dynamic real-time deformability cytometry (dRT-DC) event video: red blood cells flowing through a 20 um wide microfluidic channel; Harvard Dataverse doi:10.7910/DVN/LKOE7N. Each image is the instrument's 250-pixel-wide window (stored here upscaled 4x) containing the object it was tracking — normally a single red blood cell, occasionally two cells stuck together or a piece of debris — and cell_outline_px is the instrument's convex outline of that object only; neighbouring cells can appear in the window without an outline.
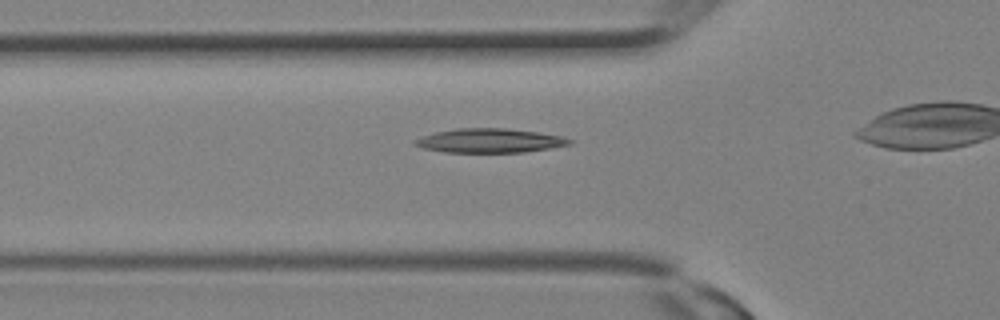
{"species": "Egyptian fruit bat (a non-hibernating species)", "species_latin": "Rousettus aegyptiacus", "temperature_condition": "room temperature", "stored_images_in_passage": 13, "camera_frame_rate_fps": 3000, "um_per_image_px": 0.085, "animal": {"sex": "female"}, "frame": {"image": 1, "passage_image": 4, "time_ms": 1.0, "image_size_px": [1000, 320], "cell_outline_px": [[572, 144], [524, 152], [444, 152], [424, 148], [412, 144], [412, 140], [436, 132], [460, 128], [504, 128], [536, 132], [560, 136], [572, 140]], "centroid_in_image_um": [41.59, 11.95], "position_along_channel_um": 84.2, "area_um2": 21.44}}
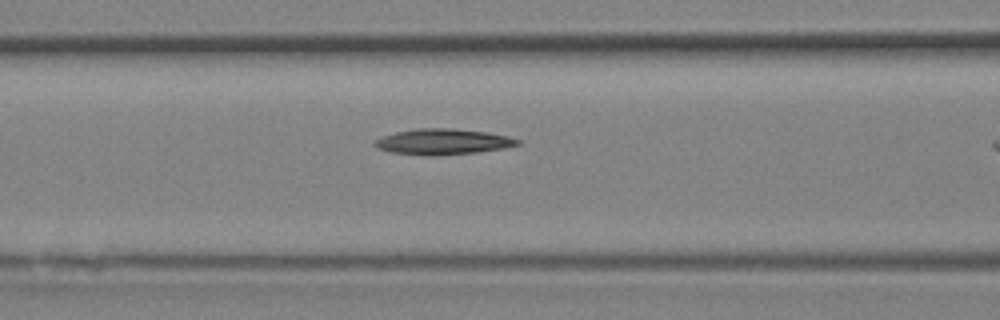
{"frame": {"image": 2, "passage_image": 6, "time_ms": 1.667, "image_size_px": [1000, 320], "cell_outline_px": [[520, 144], [504, 148], [476, 152], [436, 156], [428, 156], [388, 152], [376, 148], [372, 144], [372, 140], [396, 132], [420, 128], [452, 128], [484, 132], [508, 136], [520, 140]], "centroid_in_image_um": [37.58, 12.06], "position_along_channel_um": 129.0, "area_um2": 21.5}}
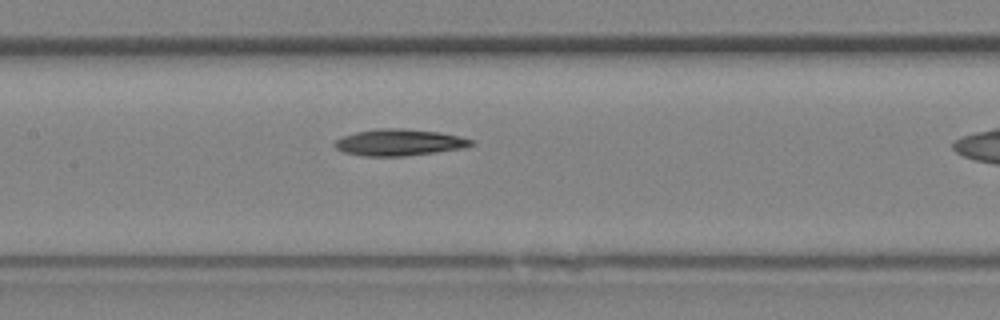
{"frame": {"image": 3, "passage_image": 8, "time_ms": 2.333, "image_size_px": [1000, 320], "cell_outline_px": [[476, 144], [464, 148], [436, 152], [404, 156], [364, 156], [344, 152], [336, 148], [332, 144], [336, 140], [344, 136], [356, 132], [376, 128], [400, 128], [440, 132], [460, 136], [472, 140]], "centroid_in_image_um": [33.95, 12.1], "position_along_channel_um": 173.5, "area_um2": 21.15}}